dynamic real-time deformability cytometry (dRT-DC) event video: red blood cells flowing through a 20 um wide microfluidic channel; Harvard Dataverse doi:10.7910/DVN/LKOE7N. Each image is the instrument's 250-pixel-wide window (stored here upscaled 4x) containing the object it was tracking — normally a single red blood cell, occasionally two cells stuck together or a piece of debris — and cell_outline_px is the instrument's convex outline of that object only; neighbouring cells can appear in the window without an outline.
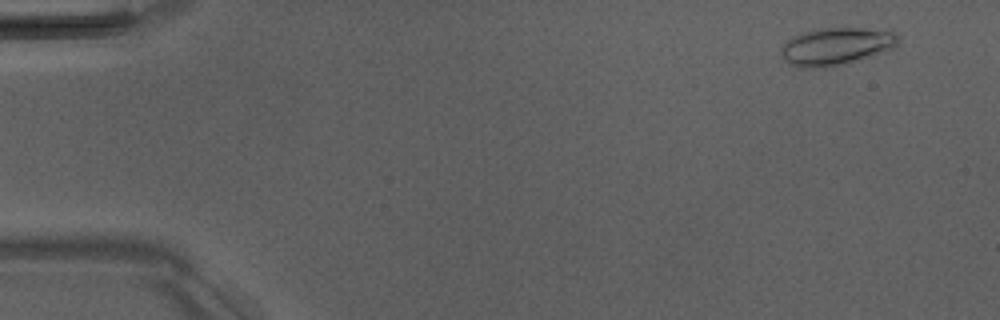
{"species": "Egyptian fruit bat (a non-hibernating species)", "species_latin": "Rousettus aegyptiacus", "temperature_condition": "room temperature", "stored_images_in_passage": 4, "camera_frame_rate_fps": 3000, "um_per_image_px": 0.085, "animal": {"sex": "male"}, "frame": {"image": 1, "passage_image": 1, "time_ms": 0.0, "image_size_px": [1000, 320], "cell_outline_px": [[900, 36], [896, 44], [892, 48], [884, 52], [872, 56], [832, 68], [804, 68], [788, 64], [784, 60], [780, 52], [780, 48], [792, 36], [800, 32], [820, 28], [860, 28], [896, 32]], "centroid_in_image_um": [71.04, 3.95], "position_along_channel_um": 14.0, "area_um2": 25.95}}